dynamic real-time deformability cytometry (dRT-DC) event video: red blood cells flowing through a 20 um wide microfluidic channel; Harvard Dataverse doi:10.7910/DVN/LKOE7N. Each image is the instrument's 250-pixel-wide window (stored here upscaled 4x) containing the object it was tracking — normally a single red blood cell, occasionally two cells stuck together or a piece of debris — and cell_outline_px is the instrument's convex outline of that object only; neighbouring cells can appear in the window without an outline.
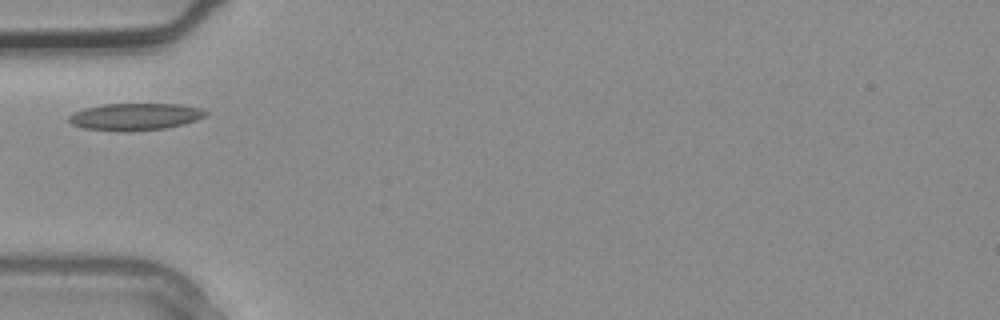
{"species": "common noctule bat (a hibernating species)", "species_latin": "Nyctalus noctula", "temperature_condition": "warm", "stored_images_in_passage": 3, "camera_frame_rate_fps": 3000, "um_per_image_px": 0.085, "animal": {"sex": "male", "body_mass_g": 20.4}, "frame": {"image": 1, "passage_image": 3, "time_ms": 0.667, "image_size_px": [1000, 320], "cell_outline_px": [[208, 112], [204, 116], [196, 120], [184, 124], [168, 128], [84, 128], [72, 124], [68, 120], [68, 116], [84, 108], [104, 104], [180, 104], [200, 108]], "centroid_in_image_um": [11.54, 9.86], "position_along_channel_um": 73.5, "area_um2": 20.35}}